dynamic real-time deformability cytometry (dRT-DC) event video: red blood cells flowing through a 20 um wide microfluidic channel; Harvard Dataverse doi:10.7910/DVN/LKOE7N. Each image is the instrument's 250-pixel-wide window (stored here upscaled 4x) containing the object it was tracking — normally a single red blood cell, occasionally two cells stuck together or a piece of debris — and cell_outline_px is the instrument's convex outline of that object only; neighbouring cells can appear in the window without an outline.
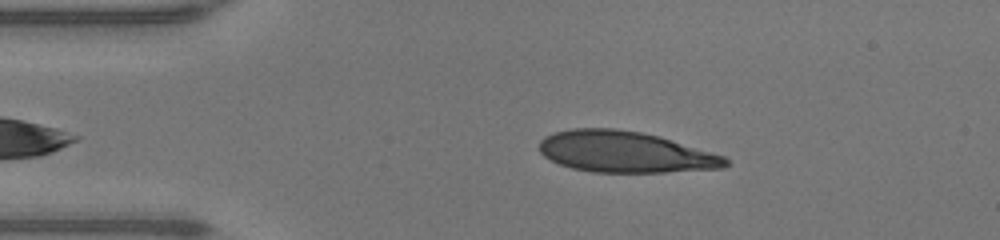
{"species": "human", "species_latin": "Homo sapiens", "temperature_condition": "warm", "stored_images_in_passage": 8, "camera_frame_rate_fps": 3000, "um_per_image_px": 0.085, "donor": {"sex": "male"}, "frame": {"image": 1, "passage_image": 3, "time_ms": 0.667, "image_size_px": [1000, 240], "cell_outline_px": [[724, 164], [636, 172], [624, 172], [584, 168], [568, 164], [556, 160], [548, 156], [544, 152], [544, 144], [552, 136], [564, 132], [628, 132], [652, 136], [716, 156], [724, 160]], "centroid_in_image_um": [53.04, 12.94], "position_along_channel_um": 32.0, "area_um2": 37.05}}